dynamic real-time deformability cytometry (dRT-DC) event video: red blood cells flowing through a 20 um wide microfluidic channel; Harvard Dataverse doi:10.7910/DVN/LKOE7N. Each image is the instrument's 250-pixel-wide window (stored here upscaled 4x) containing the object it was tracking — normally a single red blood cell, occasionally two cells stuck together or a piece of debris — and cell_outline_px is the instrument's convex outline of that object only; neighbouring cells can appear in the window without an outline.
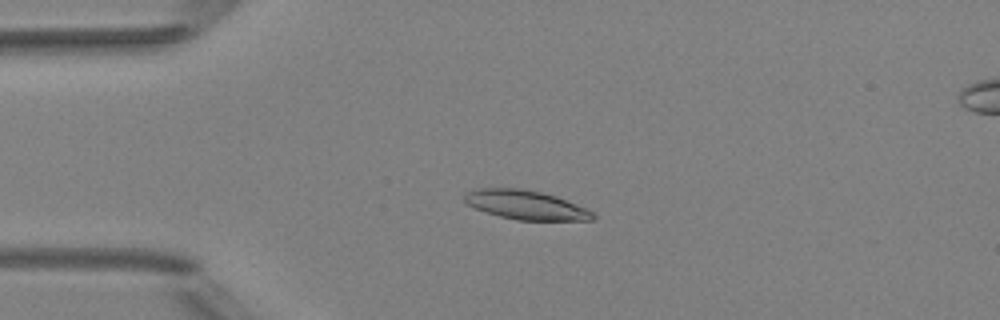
{"species": "Egyptian fruit bat (a non-hibernating species)", "species_latin": "Rousettus aegyptiacus", "temperature_condition": "room temperature", "stored_images_in_passage": 5, "camera_frame_rate_fps": 3000, "um_per_image_px": 0.085, "animal": {"sex": "female"}, "frame": {"image": 1, "passage_image": 4, "time_ms": 3.333, "image_size_px": [1000, 320], "cell_outline_px": [[596, 216], [592, 220], [516, 220], [500, 216], [464, 204], [464, 192], [476, 188], [520, 188], [540, 192], [556, 196], [588, 208]], "centroid_in_image_um": [44.67, 17.41], "position_along_channel_um": 40.3, "area_um2": 21.85}}